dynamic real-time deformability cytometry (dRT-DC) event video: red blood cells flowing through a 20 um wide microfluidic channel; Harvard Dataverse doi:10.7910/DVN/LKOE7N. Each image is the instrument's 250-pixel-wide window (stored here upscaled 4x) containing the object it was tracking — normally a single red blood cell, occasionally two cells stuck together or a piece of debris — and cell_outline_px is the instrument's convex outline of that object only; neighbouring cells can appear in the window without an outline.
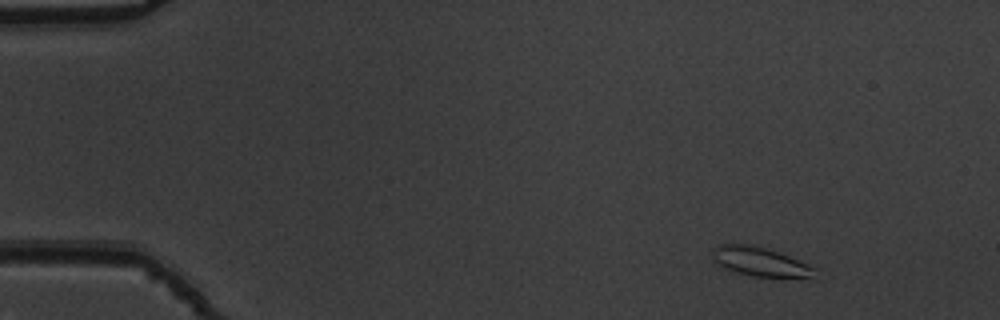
{"species": "common noctule bat (a hibernating species)", "species_latin": "Nyctalus noctula", "temperature_condition": "warm", "stored_images_in_passage": 3, "camera_frame_rate_fps": 3000, "um_per_image_px": 0.085, "animal": {"sex": "male", "body_mass_g": 19.5, "forearm_length_mm": 54.6}, "frame": {"image": 1, "passage_image": 3, "time_ms": 0.667, "image_size_px": [1000, 320], "cell_outline_px": [[820, 280], [812, 280], [752, 276], [736, 272], [724, 268], [712, 260], [712, 252], [720, 244], [752, 244], [788, 256], [808, 264], [816, 268]], "centroid_in_image_um": [64.76, 22.32], "position_along_channel_um": 20.2, "area_um2": 18.03}}